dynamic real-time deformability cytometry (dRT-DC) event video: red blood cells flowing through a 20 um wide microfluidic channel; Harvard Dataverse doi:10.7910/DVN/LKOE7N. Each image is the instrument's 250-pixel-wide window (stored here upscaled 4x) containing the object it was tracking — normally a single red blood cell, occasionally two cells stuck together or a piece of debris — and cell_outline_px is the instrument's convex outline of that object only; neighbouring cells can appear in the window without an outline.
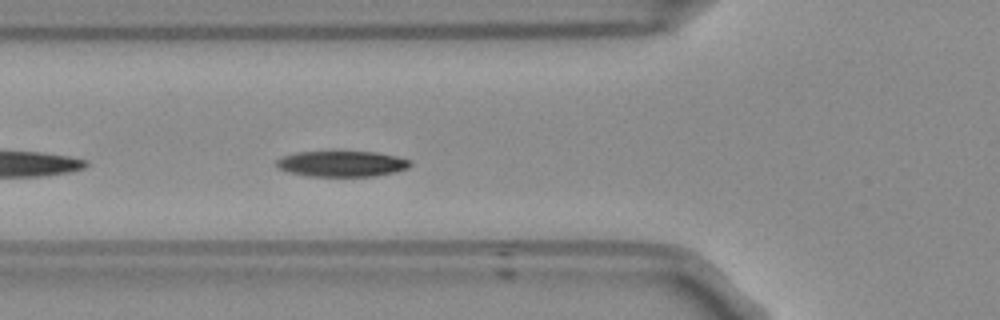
{"species": "Egyptian fruit bat (a non-hibernating species)", "species_latin": "Rousettus aegyptiacus", "temperature_condition": "room temperature", "stored_images_in_passage": 27, "camera_frame_rate_fps": 3000, "um_per_image_px": 0.085, "frame": {"image": 1, "passage_image": 5, "time_ms": 1.333, "image_size_px": [1000, 320], "cell_outline_px": [[412, 164], [408, 168], [396, 172], [376, 176], [308, 176], [288, 172], [276, 168], [276, 160], [284, 156], [296, 152], [376, 152], [396, 156], [412, 160]], "centroid_in_image_um": [29.08, 13.93], "position_along_channel_um": 96.7, "area_um2": 20.17}}
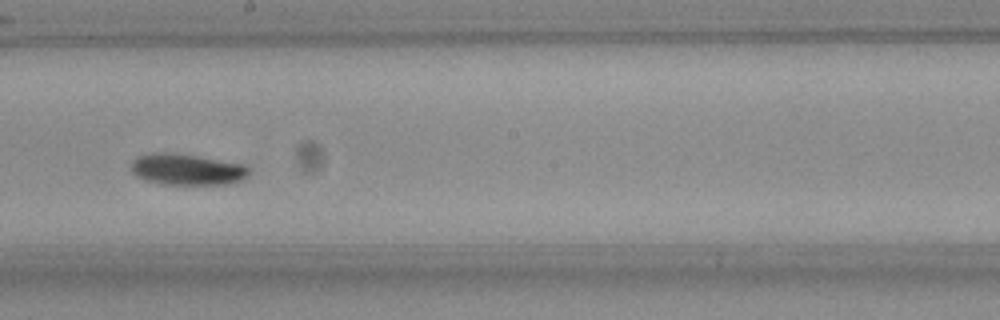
{"frame": {"image": 2, "passage_image": 16, "time_ms": 5.0, "image_size_px": [1000, 320], "cell_outline_px": [[248, 176], [244, 180], [232, 184], [160, 184], [144, 180], [136, 176], [132, 172], [132, 160], [140, 156], [152, 152], [196, 156], [244, 164], [248, 168]], "centroid_in_image_um": [15.91, 14.43], "position_along_channel_um": 232.3, "area_um2": 21.27}, "authors_computed_cell_mechanics": {"area_um2": 21.2704, "velocity_mm_per_s": 3.6866, "shape_relaxation_time_tau1_ms": 2.2009, "shape_relaxation_time_tau2_ms": null, "deformation_change_tau1": 0.1084, "deformation_change_tau2": null}}